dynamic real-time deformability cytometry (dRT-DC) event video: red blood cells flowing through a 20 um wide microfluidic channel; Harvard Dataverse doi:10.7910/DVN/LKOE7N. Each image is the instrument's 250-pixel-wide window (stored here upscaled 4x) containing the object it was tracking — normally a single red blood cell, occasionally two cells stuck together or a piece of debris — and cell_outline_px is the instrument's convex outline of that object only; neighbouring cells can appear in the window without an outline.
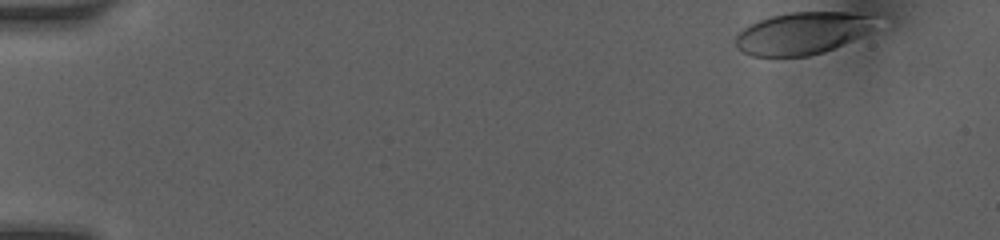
{"species": "human", "species_latin": "Homo sapiens", "temperature_condition": "room temperature", "stored_images_in_passage": 24, "camera_frame_rate_fps": 3000, "um_per_image_px": 0.085, "donor": {"sex": "female"}, "frame": {"image": 1, "passage_image": 1, "time_ms": 0.0, "image_size_px": [1000, 240], "cell_outline_px": [[880, 16], [872, 28], [868, 32], [852, 40], [824, 52], [808, 56], [752, 56], [736, 48], [736, 36], [748, 24], [772, 16], [792, 12], [880, 12]], "centroid_in_image_um": [68.29, 2.79], "position_along_channel_um": 16.7, "area_um2": 34.8}}
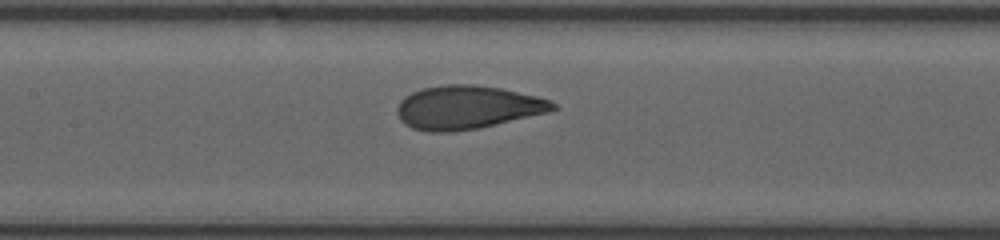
{"frame": {"image": 2, "passage_image": 15, "time_ms": 7.0, "image_size_px": [1000, 240], "cell_outline_px": [[560, 108], [548, 112], [480, 128], [452, 132], [428, 132], [412, 128], [404, 124], [400, 120], [396, 112], [396, 108], [400, 100], [404, 96], [412, 92], [424, 88], [444, 84], [472, 84], [500, 88], [536, 96], [552, 100]], "centroid_in_image_um": [39.71, 9.13], "position_along_channel_um": 167.7, "area_um2": 39.71}}
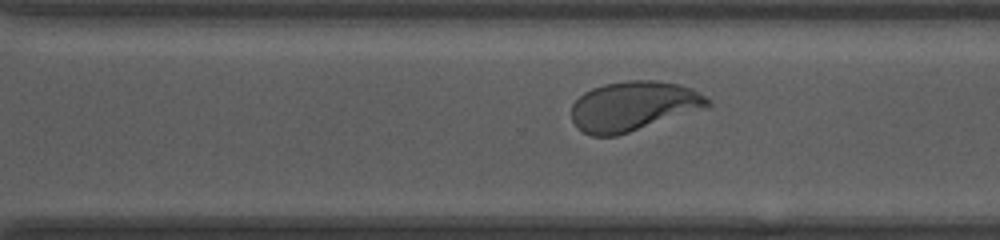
{"frame": {"image": 3, "passage_image": 24, "time_ms": 10.667, "image_size_px": [1000, 240], "cell_outline_px": [[712, 104], [708, 108], [616, 136], [592, 136], [584, 132], [572, 120], [572, 104], [584, 92], [592, 88], [604, 84], [628, 80], [652, 80], [680, 84], [692, 88], [704, 96]], "centroid_in_image_um": [53.86, 9.02], "position_along_channel_um": 316.7, "area_um2": 39.36}}